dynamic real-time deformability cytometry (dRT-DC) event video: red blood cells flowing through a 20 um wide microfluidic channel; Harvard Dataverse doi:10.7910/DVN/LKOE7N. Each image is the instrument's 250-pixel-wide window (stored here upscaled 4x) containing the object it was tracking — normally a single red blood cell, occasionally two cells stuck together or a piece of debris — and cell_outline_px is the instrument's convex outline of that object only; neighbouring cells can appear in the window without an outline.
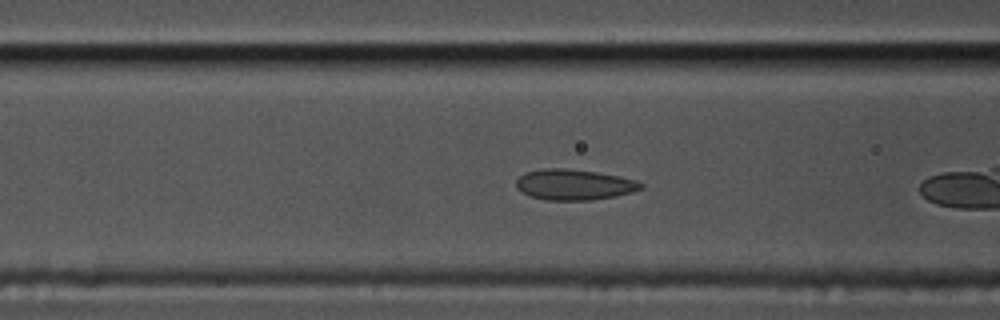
{"species": "common noctule bat (a hibernating species)", "species_latin": "Nyctalus noctula", "temperature_condition": "cold", "stored_images_in_passage": 44, "camera_frame_rate_fps": 3000, "um_per_image_px": 0.085, "animal": {"sex": "male", "body_mass_g": 17.5, "forearm_length_mm": 52.3}, "frame": {"image": 1, "passage_image": 7, "time_ms": 2.0, "image_size_px": [1000, 320], "cell_outline_px": [[644, 188], [632, 192], [616, 196], [592, 200], [548, 200], [532, 196], [520, 192], [516, 188], [516, 180], [524, 172], [540, 168], [564, 168], [596, 172], [620, 176], [636, 180], [644, 184]], "centroid_in_image_um": [48.8, 15.69], "position_along_channel_um": 117.8, "area_um2": 22.48}}